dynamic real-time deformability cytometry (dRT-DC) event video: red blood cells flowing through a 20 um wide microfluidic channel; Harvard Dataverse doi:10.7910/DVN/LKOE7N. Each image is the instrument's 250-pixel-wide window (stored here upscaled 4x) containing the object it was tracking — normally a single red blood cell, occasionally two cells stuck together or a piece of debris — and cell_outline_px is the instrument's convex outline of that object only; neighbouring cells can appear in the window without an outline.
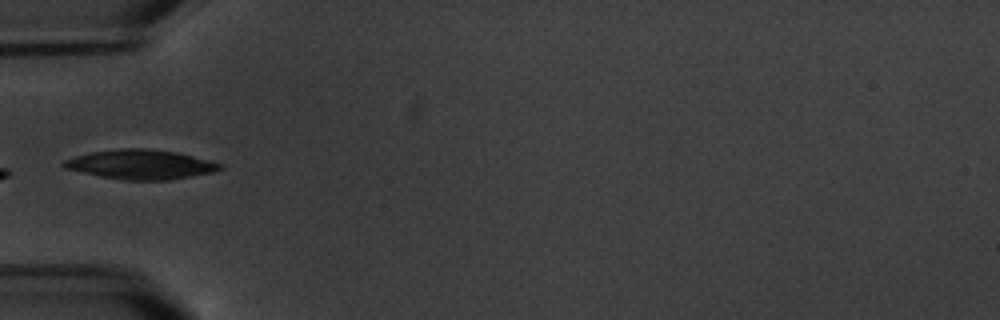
{"species": "common noctule bat (a hibernating species)", "species_latin": "Nyctalus noctula", "temperature_condition": "warm", "stored_images_in_passage": 16, "camera_frame_rate_fps": 3000, "um_per_image_px": 0.085, "animal": {"sex": "male", "body_mass_g": 20.1, "forearm_length_mm": 53.5}, "frame": {"image": 1, "passage_image": 5, "time_ms": 5.667, "image_size_px": [1000, 320], "cell_outline_px": [[224, 168], [212, 172], [168, 180], [128, 180], [100, 176], [64, 168], [60, 164], [64, 160], [76, 156], [92, 152], [120, 148], [144, 148], [176, 152], [212, 160], [224, 164]], "centroid_in_image_um": [11.99, 13.97], "position_along_channel_um": 73.0, "area_um2": 26.76}}
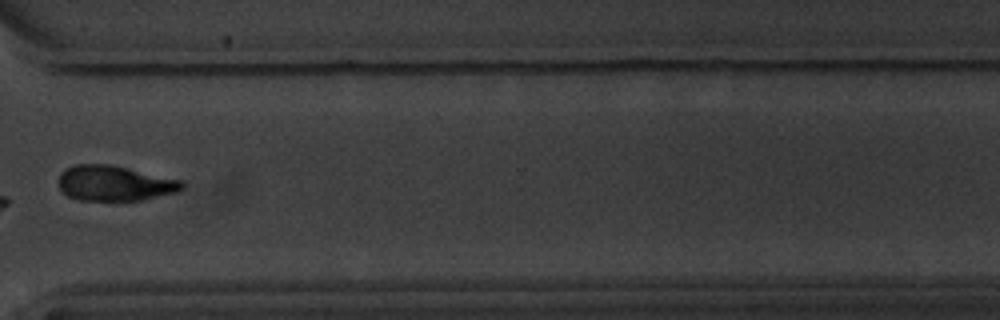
{"frame": {"image": 2, "passage_image": 12, "time_ms": 14.0, "image_size_px": [1000, 320], "cell_outline_px": [[184, 188], [176, 192], [144, 200], [76, 200], [68, 196], [60, 188], [60, 172], [76, 164], [108, 164], [184, 180]], "centroid_in_image_um": [9.78, 15.58], "position_along_channel_um": 360.8, "area_um2": 25.32}}
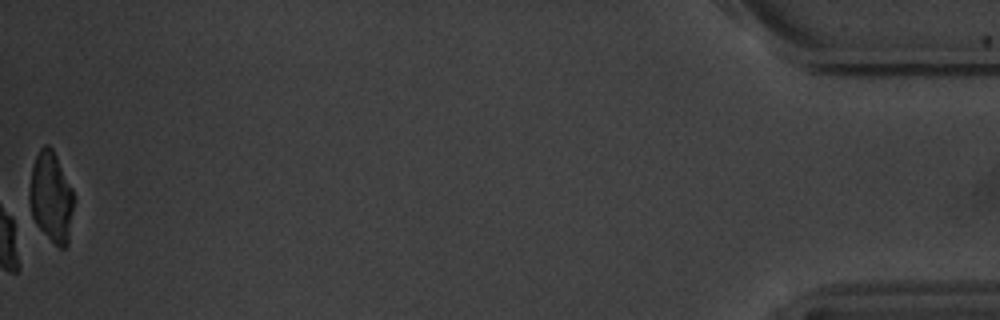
{"frame": {"image": 3, "passage_image": 16, "time_ms": 18.667, "image_size_px": [1000, 320], "cell_outline_px": [[72, 208], [68, 244], [64, 248], [60, 248], [28, 216], [28, 192], [32, 168], [36, 156], [40, 148], [44, 144], [48, 144], [52, 148], [72, 188]], "centroid_in_image_um": [4.28, 16.74], "position_along_channel_um": 430.9, "area_um2": 23.29}, "authors_computed_cell_mechanics": {"area_um2": 26.9926, "velocity_mm_per_s": 3.4465, "shape_relaxation_time_tau1_ms": 2.6511, "shape_relaxation_time_tau2_ms": null, "deformation_change_tau1": 0.0875, "deformation_change_tau2": null}}